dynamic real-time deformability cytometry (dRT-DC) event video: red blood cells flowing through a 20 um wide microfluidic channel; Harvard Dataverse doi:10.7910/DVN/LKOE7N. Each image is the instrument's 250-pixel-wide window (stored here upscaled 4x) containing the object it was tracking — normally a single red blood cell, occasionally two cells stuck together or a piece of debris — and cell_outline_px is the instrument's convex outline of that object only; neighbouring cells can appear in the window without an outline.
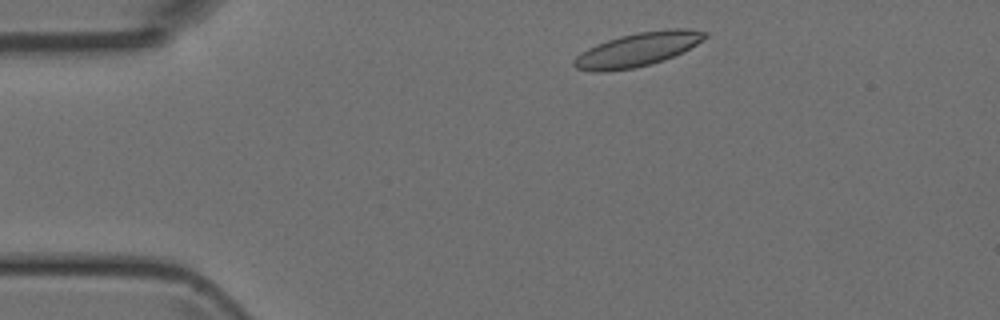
{"species": "Egyptian fruit bat (a non-hibernating species)", "species_latin": "Rousettus aegyptiacus", "temperature_condition": "room temperature", "stored_images_in_passage": 6, "camera_frame_rate_fps": 3000, "um_per_image_px": 0.085, "animal": {"sex": "female"}, "frame": {"image": 1, "passage_image": 1, "time_ms": 0.0, "image_size_px": [1000, 320], "cell_outline_px": [[708, 36], [696, 44], [664, 60], [652, 64], [636, 68], [604, 72], [592, 72], [576, 68], [572, 64], [572, 60], [580, 52], [596, 44], [620, 36], [636, 32], [672, 28], [688, 28], [708, 32]], "centroid_in_image_um": [54.16, 4.21], "position_along_channel_um": 30.8, "area_um2": 25.89}}
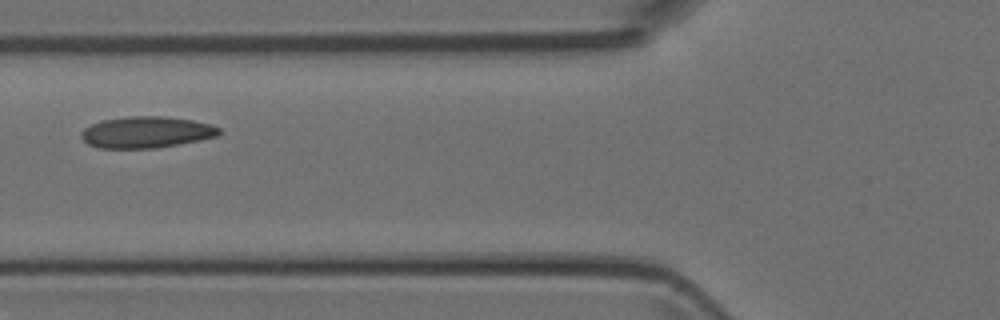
{"frame": {"image": 2, "passage_image": 4, "time_ms": 3.333, "image_size_px": [1000, 320], "cell_outline_px": [[220, 132], [216, 136], [200, 140], [152, 148], [100, 148], [88, 144], [80, 136], [80, 132], [84, 128], [92, 124], [104, 120], [128, 116], [164, 116], [192, 120], [212, 124], [220, 128]], "centroid_in_image_um": [12.43, 11.23], "position_along_channel_um": 113.4, "area_um2": 25.09}}
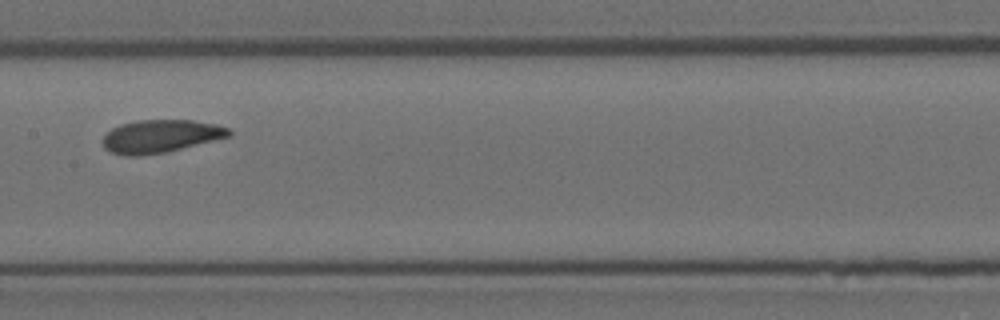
{"frame": {"image": 3, "passage_image": 6, "time_ms": 5.333, "image_size_px": [1000, 320], "cell_outline_px": [[232, 132], [228, 136], [164, 152], [140, 156], [124, 156], [112, 152], [104, 148], [104, 136], [112, 128], [120, 124], [136, 120], [192, 120], [216, 124], [228, 128]], "centroid_in_image_um": [13.6, 11.57], "position_along_channel_um": 193.8, "area_um2": 23.81}}